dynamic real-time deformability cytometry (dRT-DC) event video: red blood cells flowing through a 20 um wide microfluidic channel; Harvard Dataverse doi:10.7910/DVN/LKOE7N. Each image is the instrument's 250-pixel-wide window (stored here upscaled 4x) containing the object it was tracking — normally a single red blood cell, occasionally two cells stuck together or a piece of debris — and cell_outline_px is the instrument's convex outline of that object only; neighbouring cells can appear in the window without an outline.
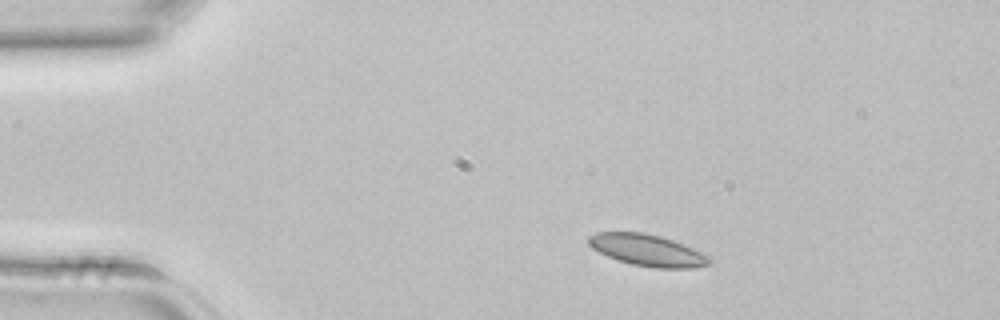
{"species": "common noctule bat (a hibernating species)", "species_latin": "Nyctalus noctula", "temperature_condition": "room temperature", "stored_images_in_passage": 2, "camera_frame_rate_fps": 3000, "um_per_image_px": 0.085, "animal": {"sex": "female", "body_mass_g": 22.7, "forearm_length_mm": 54.2}, "frame": {"image": 1, "passage_image": 1, "time_ms": 0.0, "image_size_px": [1000, 320], "cell_outline_px": [[712, 260], [708, 264], [692, 268], [656, 268], [632, 264], [608, 256], [592, 248], [588, 244], [588, 236], [596, 232], [644, 232], [660, 236], [684, 244], [704, 252], [712, 256]], "centroid_in_image_um": [55.07, 21.26], "position_along_channel_um": 29.9, "area_um2": 22.31}}